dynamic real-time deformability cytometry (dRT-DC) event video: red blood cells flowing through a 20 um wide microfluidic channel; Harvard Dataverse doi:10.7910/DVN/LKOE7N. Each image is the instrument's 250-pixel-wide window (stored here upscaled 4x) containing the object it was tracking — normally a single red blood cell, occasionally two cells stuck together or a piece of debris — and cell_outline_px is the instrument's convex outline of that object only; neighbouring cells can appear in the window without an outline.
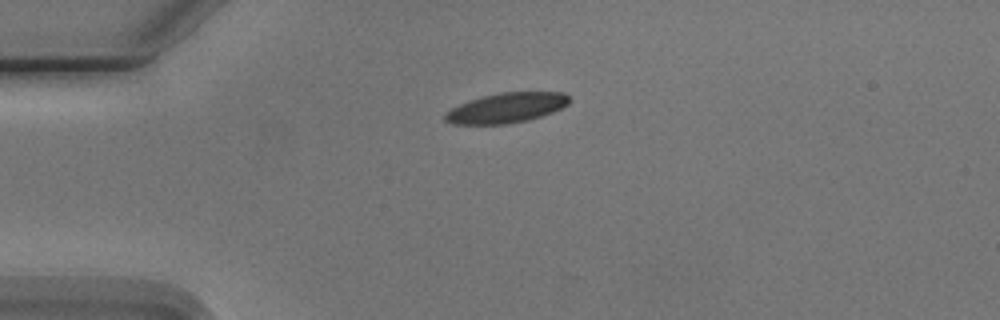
{"species": "Egyptian fruit bat (a non-hibernating species)", "species_latin": "Rousettus aegyptiacus", "temperature_condition": "cold", "stored_images_in_passage": 4, "camera_frame_rate_fps": 3000, "um_per_image_px": 0.085, "animal": {"sex": "male"}, "frame": {"image": 1, "passage_image": 1, "time_ms": 0.0, "image_size_px": [1000, 320], "cell_outline_px": [[572, 100], [568, 104], [552, 112], [528, 120], [504, 124], [452, 124], [444, 120], [444, 112], [468, 100], [480, 96], [500, 92], [564, 92]], "centroid_in_image_um": [43.02, 9.16], "position_along_channel_um": 42.0, "area_um2": 21.79}}
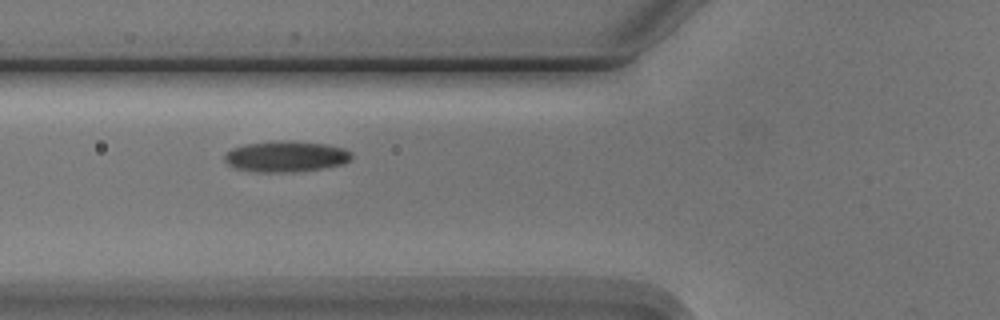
{"frame": {"image": 2, "passage_image": 3, "time_ms": 2.333, "image_size_px": [1000, 320], "cell_outline_px": [[352, 156], [344, 164], [296, 172], [256, 172], [236, 168], [228, 164], [224, 160], [224, 156], [232, 148], [244, 144], [280, 140], [328, 144], [344, 148], [352, 152]], "centroid_in_image_um": [24.3, 13.29], "position_along_channel_um": 101.5, "area_um2": 22.89}}
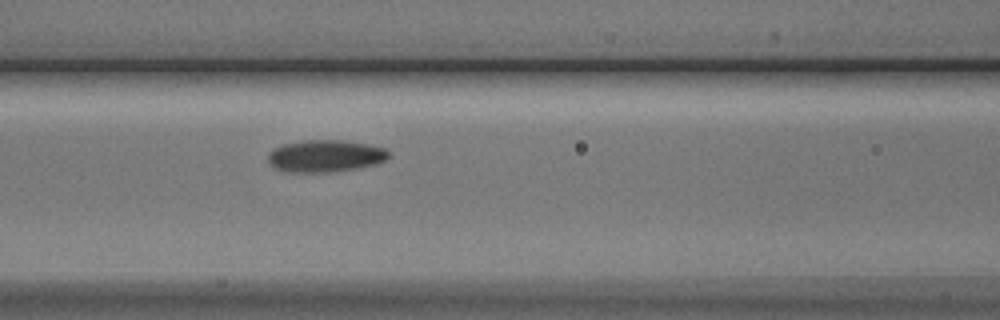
{"frame": {"image": 3, "passage_image": 4, "time_ms": 3.333, "image_size_px": [1000, 320], "cell_outline_px": [[388, 156], [384, 160], [376, 164], [356, 168], [328, 172], [280, 172], [272, 168], [268, 164], [268, 152], [272, 148], [284, 144], [308, 140], [344, 140], [368, 144], [384, 148], [388, 152]], "centroid_in_image_um": [27.56, 13.26], "position_along_channel_um": 139.0, "area_um2": 22.72}}